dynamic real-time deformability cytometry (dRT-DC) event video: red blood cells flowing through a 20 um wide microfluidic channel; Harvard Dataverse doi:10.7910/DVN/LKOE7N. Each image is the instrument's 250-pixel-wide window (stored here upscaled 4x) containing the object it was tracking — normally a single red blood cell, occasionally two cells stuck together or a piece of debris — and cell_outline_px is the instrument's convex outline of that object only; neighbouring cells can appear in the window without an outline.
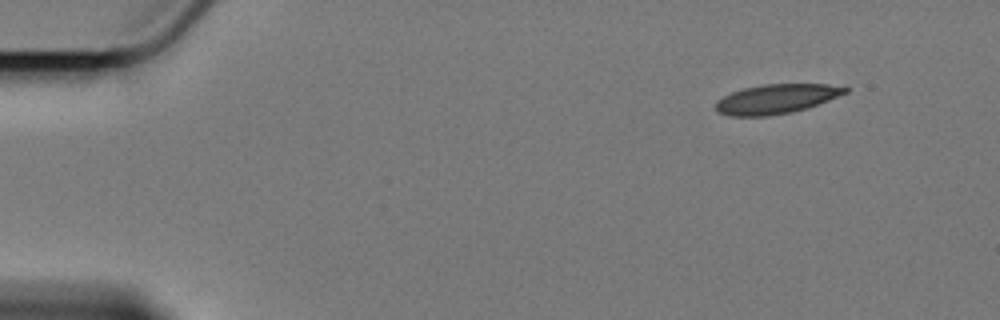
{"species": "Egyptian fruit bat (a non-hibernating species)", "species_latin": "Rousettus aegyptiacus", "temperature_condition": "cold", "stored_images_in_passage": 54, "camera_frame_rate_fps": 3000, "um_per_image_px": 0.085, "animal": {"sex": "female"}, "frame": {"image": 1, "passage_image": 1, "time_ms": 0.0, "image_size_px": [1000, 320], "cell_outline_px": [[848, 92], [828, 100], [792, 112], [768, 116], [728, 116], [720, 112], [716, 108], [716, 100], [732, 92], [744, 88], [764, 84], [828, 84], [848, 88]], "centroid_in_image_um": [65.96, 8.41], "position_along_channel_um": 19.0, "area_um2": 21.91}}
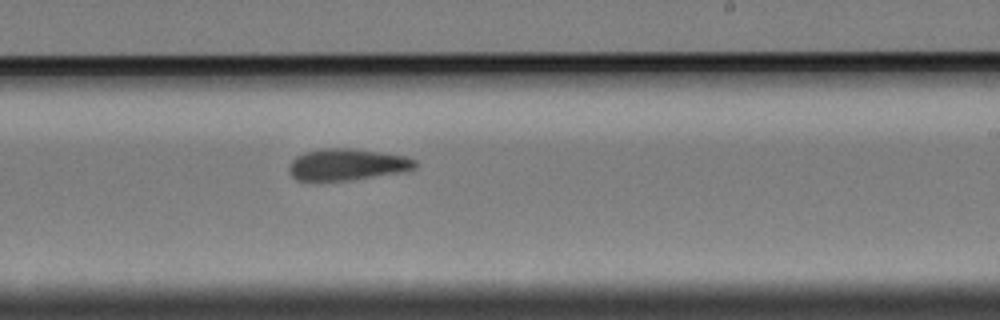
{"frame": {"image": 2, "passage_image": 31, "time_ms": 10.0, "image_size_px": [1000, 320], "cell_outline_px": [[416, 168], [404, 172], [352, 180], [296, 180], [288, 172], [288, 168], [292, 160], [296, 156], [304, 152], [324, 148], [352, 148], [380, 152], [404, 156], [416, 160]], "centroid_in_image_um": [29.5, 13.98], "position_along_channel_um": 259.5, "area_um2": 23.29}}
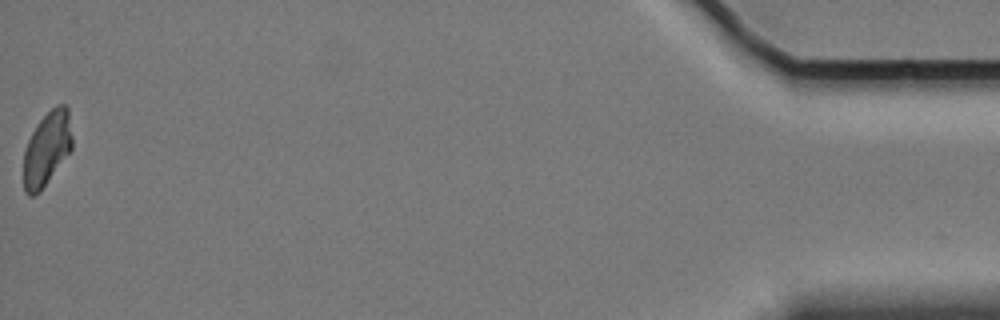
{"frame": {"image": 3, "passage_image": 54, "time_ms": 17.667, "image_size_px": [1000, 320], "cell_outline_px": [[72, 148], [40, 192], [36, 196], [28, 196], [24, 192], [24, 152], [28, 140], [32, 132], [40, 120], [56, 104], [64, 104], [68, 108], [72, 136]], "centroid_in_image_um": [3.98, 12.65], "position_along_channel_um": 431.2, "area_um2": 20.87}, "authors_computed_cell_mechanics": {"area_um2": 23.0044, "velocity_mm_per_s": 3.4063, "shape_relaxation_time_tau1_ms": null, "shape_relaxation_time_tau2_ms": 6.3202, "deformation_change_tau1": null, "deformation_change_tau2": 0.1239}}